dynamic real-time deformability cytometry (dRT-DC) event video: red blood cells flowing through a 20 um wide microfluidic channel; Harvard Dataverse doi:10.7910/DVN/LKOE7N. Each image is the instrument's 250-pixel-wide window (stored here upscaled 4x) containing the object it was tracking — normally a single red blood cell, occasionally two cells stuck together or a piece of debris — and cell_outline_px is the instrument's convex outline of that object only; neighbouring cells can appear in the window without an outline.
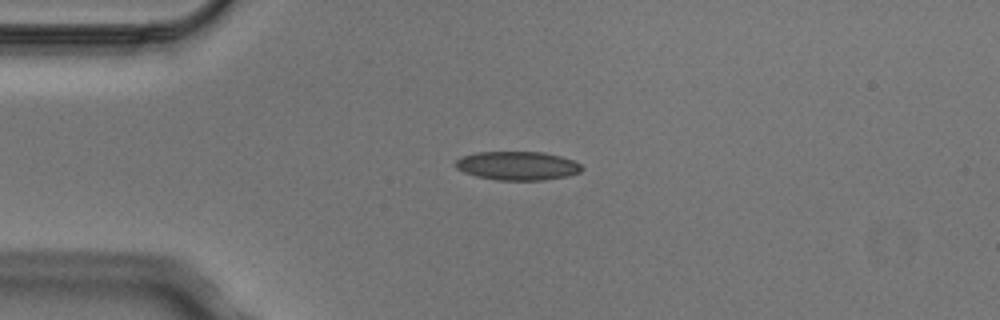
{"species": "Egyptian fruit bat (a non-hibernating species)", "species_latin": "Rousettus aegyptiacus", "temperature_condition": "cold", "stored_images_in_passage": 2, "camera_frame_rate_fps": 3000, "um_per_image_px": 0.085, "animal": {"sex": "male"}, "frame": {"image": 1, "passage_image": 1, "time_ms": 0.0, "image_size_px": [1000, 320], "cell_outline_px": [[584, 168], [580, 172], [568, 176], [544, 180], [500, 180], [476, 176], [464, 172], [456, 168], [452, 164], [460, 156], [476, 152], [544, 152], [560, 156], [572, 160], [580, 164]], "centroid_in_image_um": [43.96, 14.08], "position_along_channel_um": 41.0, "area_um2": 21.27}}